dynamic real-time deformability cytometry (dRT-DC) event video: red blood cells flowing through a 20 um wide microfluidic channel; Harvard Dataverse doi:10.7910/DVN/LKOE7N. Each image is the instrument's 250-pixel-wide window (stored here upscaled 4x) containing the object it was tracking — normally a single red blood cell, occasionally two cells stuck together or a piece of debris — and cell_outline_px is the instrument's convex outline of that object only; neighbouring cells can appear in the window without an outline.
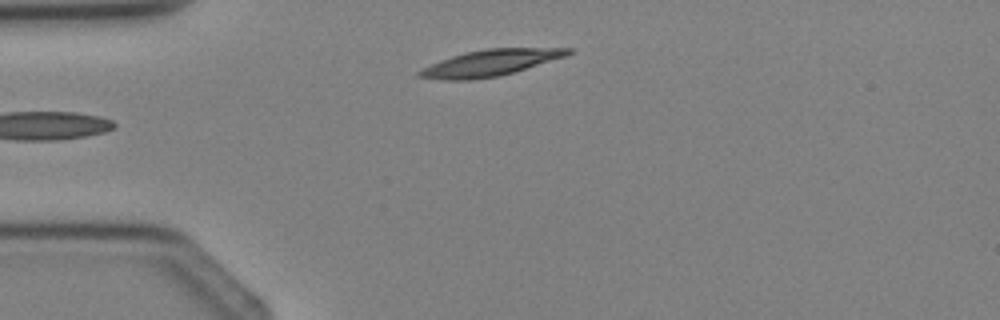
{"species": "Egyptian fruit bat (a non-hibernating species)", "species_latin": "Rousettus aegyptiacus", "temperature_condition": "cold", "stored_images_in_passage": 2, "camera_frame_rate_fps": 3000, "um_per_image_px": 0.085, "animal": {"sex": "female"}, "frame": {"image": 1, "passage_image": 1, "time_ms": 0.0, "image_size_px": [1000, 320], "cell_outline_px": [[572, 52], [564, 56], [512, 72], [496, 76], [468, 80], [444, 80], [416, 76], [416, 72], [440, 60], [452, 56], [468, 52], [488, 48], [572, 48]], "centroid_in_image_um": [41.62, 5.34], "position_along_channel_um": 43.4, "area_um2": 22.08}}
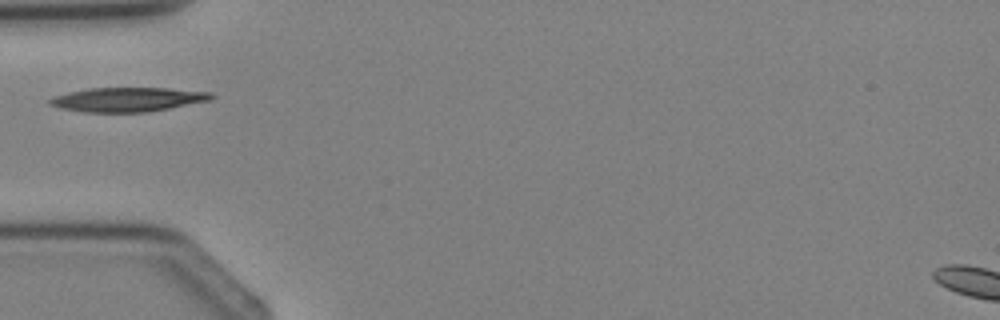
{"frame": {"image": 2, "passage_image": 2, "time_ms": 1.0, "image_size_px": [1000, 320], "cell_outline_px": [[216, 96], [212, 100], [148, 112], [84, 112], [60, 108], [48, 104], [48, 100], [52, 96], [68, 92], [88, 88], [168, 88], [212, 92]], "centroid_in_image_um": [10.86, 8.45], "position_along_channel_um": 74.1, "area_um2": 23.0}}